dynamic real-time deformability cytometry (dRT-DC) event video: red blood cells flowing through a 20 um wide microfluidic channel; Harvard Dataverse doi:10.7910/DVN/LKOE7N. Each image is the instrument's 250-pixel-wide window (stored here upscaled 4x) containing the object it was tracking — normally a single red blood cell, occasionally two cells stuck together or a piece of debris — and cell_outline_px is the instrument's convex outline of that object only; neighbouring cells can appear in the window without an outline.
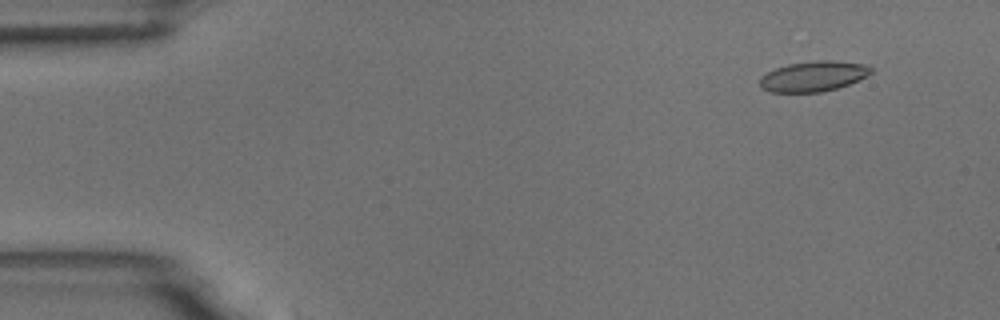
{"species": "common noctule bat (a hibernating species)", "species_latin": "Nyctalus noctula", "temperature_condition": "room temperature", "stored_images_in_passage": 7, "camera_frame_rate_fps": 3000, "um_per_image_px": 0.085, "animal": {"sex": "male", "body_mass_g": 18.8}, "frame": {"image": 1, "passage_image": 5, "time_ms": 1.333, "image_size_px": [1000, 320], "cell_outline_px": [[872, 72], [848, 84], [836, 88], [820, 92], [772, 92], [760, 88], [760, 76], [776, 68], [788, 64], [816, 60], [828, 60], [864, 64], [872, 68]], "centroid_in_image_um": [69.08, 6.48], "position_along_channel_um": 15.9, "area_um2": 19.36}}